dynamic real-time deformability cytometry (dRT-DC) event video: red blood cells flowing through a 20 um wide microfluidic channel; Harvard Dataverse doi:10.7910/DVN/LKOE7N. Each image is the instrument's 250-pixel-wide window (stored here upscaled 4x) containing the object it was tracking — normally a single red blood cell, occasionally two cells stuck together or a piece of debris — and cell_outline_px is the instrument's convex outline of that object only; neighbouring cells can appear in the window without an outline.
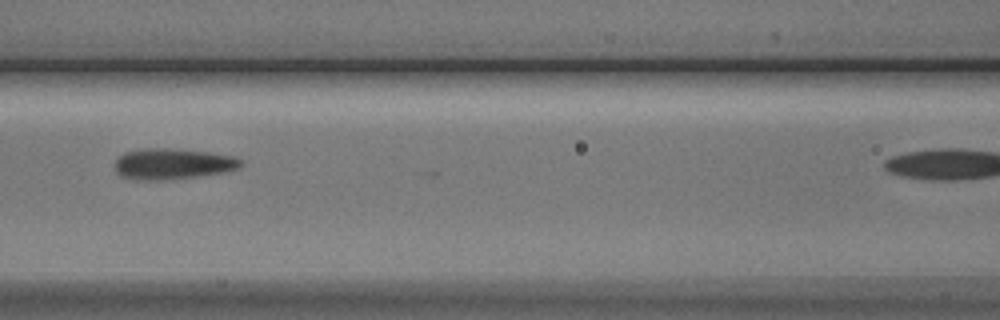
{"species": "Egyptian fruit bat (a non-hibernating species)", "species_latin": "Rousettus aegyptiacus", "temperature_condition": "cold", "stored_images_in_passage": 5, "camera_frame_rate_fps": 3000, "um_per_image_px": 0.085, "animal": {"sex": "male"}, "frame": {"image": 1, "passage_image": 3, "time_ms": 2.333, "image_size_px": [1000, 320], "cell_outline_px": [[244, 164], [240, 168], [224, 172], [200, 176], [160, 180], [144, 180], [120, 176], [116, 172], [116, 160], [124, 152], [144, 148], [168, 148], [208, 152], [232, 156], [244, 160]], "centroid_in_image_um": [14.72, 13.92], "position_along_channel_um": 151.9, "area_um2": 22.66}}
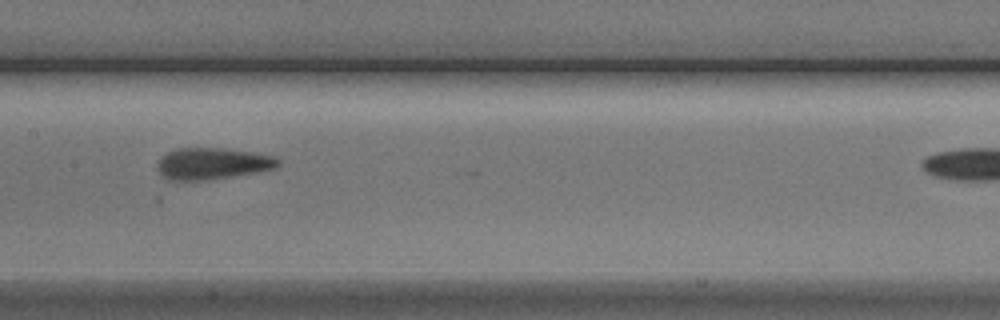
{"frame": {"image": 2, "passage_image": 4, "time_ms": 3.333, "image_size_px": [1000, 320], "cell_outline_px": [[280, 164], [276, 168], [256, 172], [204, 180], [168, 180], [156, 168], [156, 164], [160, 156], [176, 148], [224, 148], [252, 152], [276, 156], [280, 160]], "centroid_in_image_um": [18.05, 13.89], "position_along_channel_um": 189.4, "area_um2": 22.25}}